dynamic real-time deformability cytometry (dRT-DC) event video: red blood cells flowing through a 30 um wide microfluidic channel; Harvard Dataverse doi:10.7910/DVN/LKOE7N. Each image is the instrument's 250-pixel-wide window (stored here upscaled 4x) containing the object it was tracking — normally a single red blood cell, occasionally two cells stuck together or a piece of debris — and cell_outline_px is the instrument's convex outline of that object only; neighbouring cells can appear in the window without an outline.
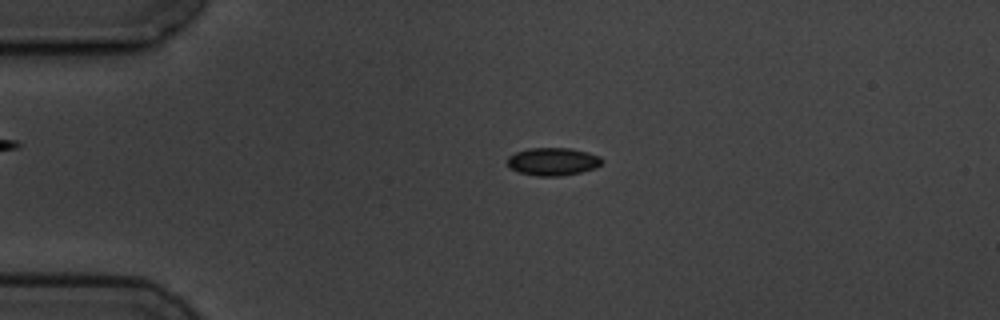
{"species": "common noctule bat (a hibernating species)", "species_latin": "Nyctalus noctula", "temperature_condition": "cold", "stored_images_in_passage": 4, "camera_frame_rate_fps": 3000, "um_per_image_px": 0.085, "animal": {"sex": "male", "body_mass_g": 19.5, "forearm_length_mm": 54.6}, "frame": {"image": 1, "passage_image": 3, "time_ms": 2.333, "image_size_px": [1000, 320], "cell_outline_px": [[604, 160], [596, 168], [580, 172], [560, 176], [536, 176], [520, 172], [512, 168], [508, 164], [508, 156], [516, 152], [528, 148], [572, 148], [588, 152], [600, 156]], "centroid_in_image_um": [47.03, 13.72], "position_along_channel_um": 38.0, "area_um2": 15.32}}